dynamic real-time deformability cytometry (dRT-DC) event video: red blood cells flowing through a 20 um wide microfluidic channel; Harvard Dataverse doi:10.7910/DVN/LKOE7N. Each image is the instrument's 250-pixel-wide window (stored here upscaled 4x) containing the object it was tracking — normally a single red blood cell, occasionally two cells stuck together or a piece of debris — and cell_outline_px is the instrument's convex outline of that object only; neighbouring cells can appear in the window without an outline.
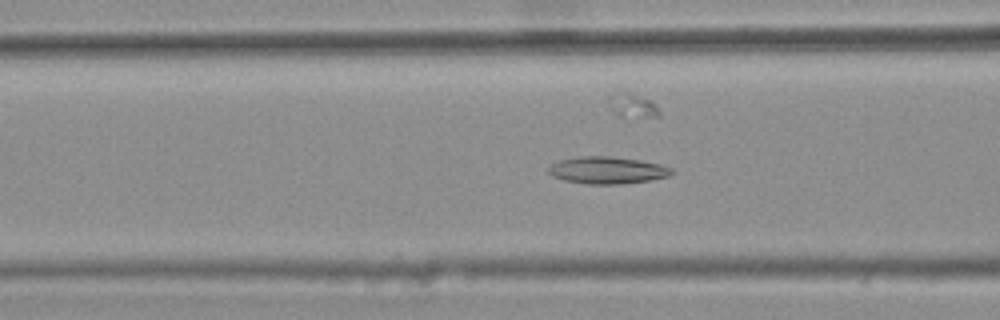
{"species": "common noctule bat (a hibernating species)", "species_latin": "Nyctalus noctula", "temperature_condition": "warm", "stored_images_in_passage": 40, "camera_frame_rate_fps": 3000, "um_per_image_px": 0.085, "animal": {"sex": "female", "body_mass_g": 25.1}, "frame": {"image": 1, "passage_image": 14, "time_ms": 4.333, "image_size_px": [1000, 320], "cell_outline_px": [[676, 172], [668, 176], [652, 180], [620, 184], [588, 184], [564, 180], [552, 176], [548, 172], [548, 168], [552, 164], [560, 160], [584, 156], [608, 156], [640, 160], [660, 164], [672, 168]], "centroid_in_image_um": [51.65, 14.47], "position_along_channel_um": 114.9, "area_um2": 19.42}}
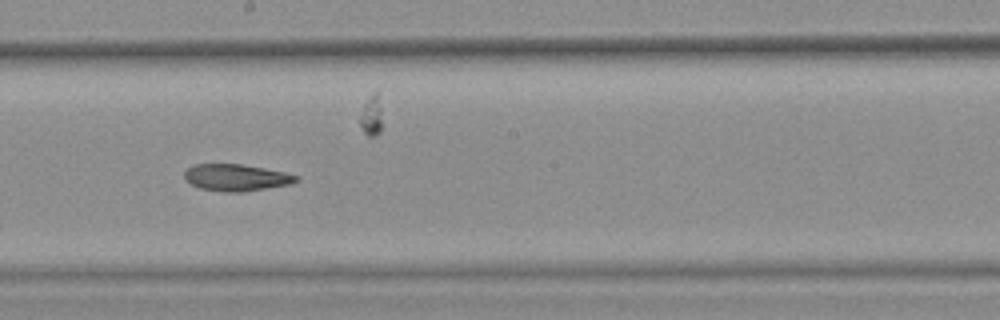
{"frame": {"image": 2, "passage_image": 23, "time_ms": 7.333, "image_size_px": [1000, 320], "cell_outline_px": [[300, 180], [292, 184], [240, 192], [228, 192], [200, 188], [184, 180], [184, 172], [192, 164], [244, 164], [284, 172], [300, 176]], "centroid_in_image_um": [20.09, 15.08], "position_along_channel_um": 228.1, "area_um2": 17.51}}
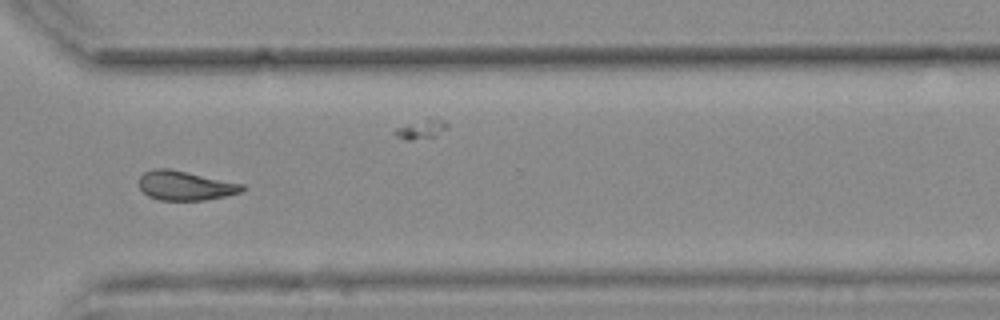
{"frame": {"image": 3, "passage_image": 33, "time_ms": 10.667, "image_size_px": [1000, 320], "cell_outline_px": [[248, 188], [240, 192], [224, 196], [204, 200], [160, 200], [148, 196], [140, 188], [140, 176], [144, 172], [152, 168], [168, 168], [244, 184]], "centroid_in_image_um": [15.75, 15.77], "position_along_channel_um": 354.9, "area_um2": 17.57}, "authors_computed_cell_mechanics": {"area_um2": 18.207, "velocity_mm_per_s": 3.7828, "shape_relaxation_time_tau1_ms": null, "shape_relaxation_time_tau2_ms": 6.1815, "deformation_change_tau1": null, "deformation_change_tau2": 0.1508}}